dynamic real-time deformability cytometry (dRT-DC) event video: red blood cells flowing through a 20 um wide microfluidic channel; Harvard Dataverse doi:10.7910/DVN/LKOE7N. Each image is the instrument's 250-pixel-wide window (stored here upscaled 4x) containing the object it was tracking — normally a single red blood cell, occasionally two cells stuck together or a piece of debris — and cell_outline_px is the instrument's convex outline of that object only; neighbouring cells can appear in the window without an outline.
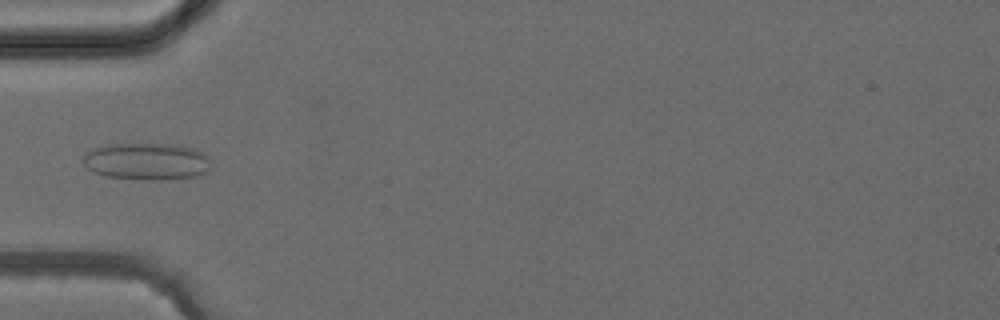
{"species": "common noctule bat (a hibernating species)", "species_latin": "Nyctalus noctula", "temperature_condition": "cold", "stored_images_in_passage": 3, "camera_frame_rate_fps": 3000, "um_per_image_px": 0.085, "animal": {"sex": "female", "body_mass_g": 24.6, "forearm_length_mm": 56.2}, "frame": {"image": 1, "passage_image": 3, "time_ms": 3.0, "image_size_px": [1000, 320], "cell_outline_px": [[212, 168], [208, 172], [196, 176], [160, 180], [144, 180], [104, 176], [92, 172], [84, 164], [84, 156], [92, 148], [108, 144], [176, 144], [196, 148], [204, 152], [208, 156]], "centroid_in_image_um": [12.52, 13.72], "position_along_channel_um": 72.5, "area_um2": 28.03}}